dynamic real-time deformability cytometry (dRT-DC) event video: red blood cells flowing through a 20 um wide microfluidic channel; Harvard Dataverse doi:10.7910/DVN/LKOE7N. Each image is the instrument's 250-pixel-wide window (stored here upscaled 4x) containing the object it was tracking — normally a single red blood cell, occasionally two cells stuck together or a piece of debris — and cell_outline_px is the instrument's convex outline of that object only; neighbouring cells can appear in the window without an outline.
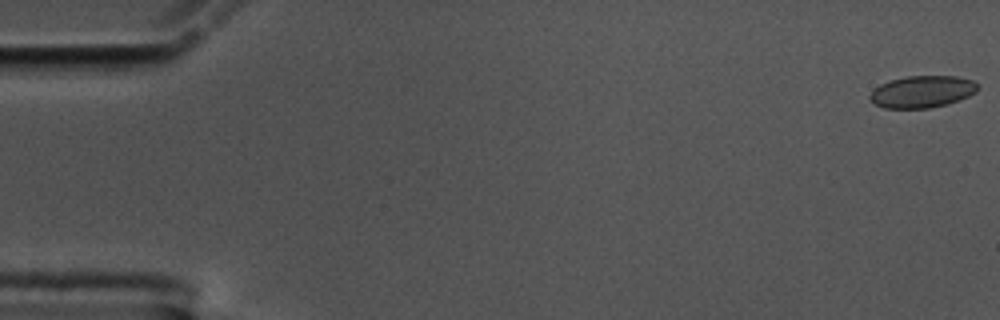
{"species": "common noctule bat (a hibernating species)", "species_latin": "Nyctalus noctula", "temperature_condition": "cold", "stored_images_in_passage": 57, "camera_frame_rate_fps": 3000, "um_per_image_px": 0.085, "animal": {"sex": "male", "body_mass_g": 17.5, "forearm_length_mm": 52.3}, "frame": {"image": 1, "passage_image": 1, "time_ms": 0.0, "image_size_px": [1000, 320], "cell_outline_px": [[980, 88], [976, 92], [960, 100], [928, 108], [884, 108], [876, 104], [868, 96], [880, 84], [892, 80], [908, 76], [956, 76], [972, 80]], "centroid_in_image_um": [78.41, 7.79], "position_along_channel_um": 6.6, "area_um2": 19.83}}
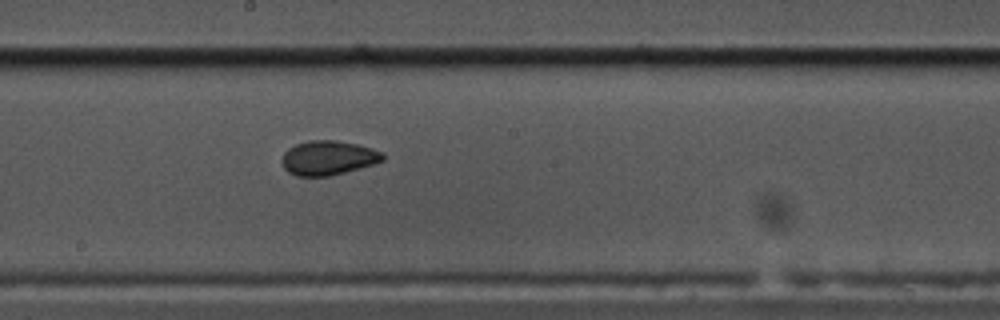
{"frame": {"image": 2, "passage_image": 31, "time_ms": 10.0, "image_size_px": [1000, 320], "cell_outline_px": [[384, 160], [360, 168], [332, 176], [296, 176], [288, 172], [284, 168], [280, 160], [284, 152], [288, 148], [296, 144], [308, 140], [336, 140], [356, 144], [372, 148], [384, 152]], "centroid_in_image_um": [27.87, 13.42], "position_along_channel_um": 220.3, "area_um2": 20.4}}
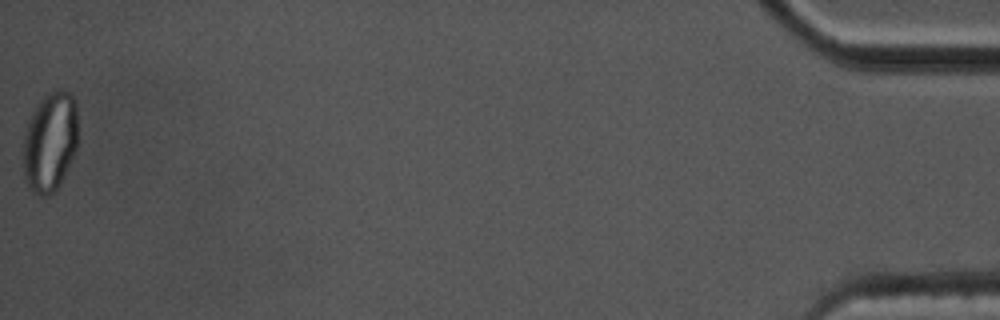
{"frame": {"image": 3, "passage_image": 57, "time_ms": 18.667, "image_size_px": [1000, 320], "cell_outline_px": [[76, 148], [64, 176], [56, 192], [48, 196], [40, 196], [32, 192], [28, 188], [24, 180], [24, 136], [28, 120], [36, 104], [48, 92], [56, 88], [60, 88], [68, 92], [76, 100]], "centroid_in_image_um": [4.23, 12.06], "position_along_channel_um": 431.0, "area_um2": 32.08}, "authors_computed_cell_mechanics": {"area_um2": 20.0566, "velocity_mm_per_s": 3.5605, "shape_relaxation_time_tau1_ms": 5.3053, "shape_relaxation_time_tau2_ms": 2.1987, "deformation_change_tau1": 0.0998, "deformation_change_tau2": 0.0624}}